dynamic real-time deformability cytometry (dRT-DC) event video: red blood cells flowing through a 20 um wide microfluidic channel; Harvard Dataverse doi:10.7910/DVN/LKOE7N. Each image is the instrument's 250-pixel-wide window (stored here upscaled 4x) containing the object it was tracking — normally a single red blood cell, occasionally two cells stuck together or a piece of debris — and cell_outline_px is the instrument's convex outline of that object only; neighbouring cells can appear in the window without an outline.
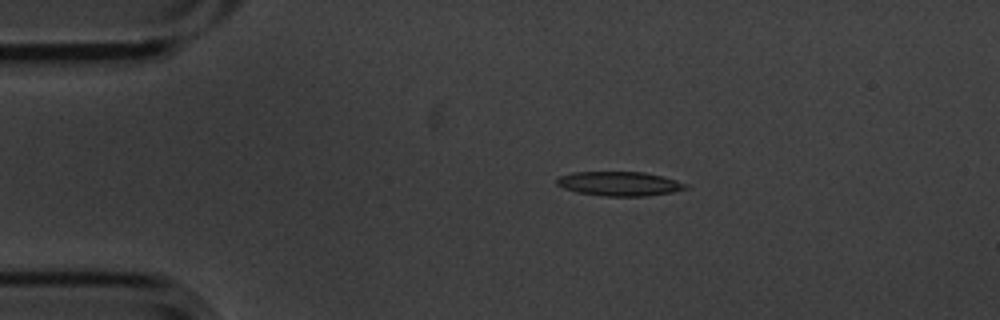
{"species": "common noctule bat (a hibernating species)", "species_latin": "Nyctalus noctula", "temperature_condition": "cold", "stored_images_in_passage": 6, "camera_frame_rate_fps": 3000, "um_per_image_px": 0.085, "animal": {"sex": "male", "body_mass_g": 20.1, "forearm_length_mm": 53.5}, "frame": {"image": 1, "passage_image": 2, "time_ms": 0.333, "image_size_px": [1000, 320], "cell_outline_px": [[692, 188], [672, 192], [648, 196], [604, 196], [576, 192], [564, 188], [556, 184], [556, 176], [572, 172], [644, 172], [664, 176], [688, 184]], "centroid_in_image_um": [52.67, 15.61], "position_along_channel_um": 32.3, "area_um2": 18.55}}
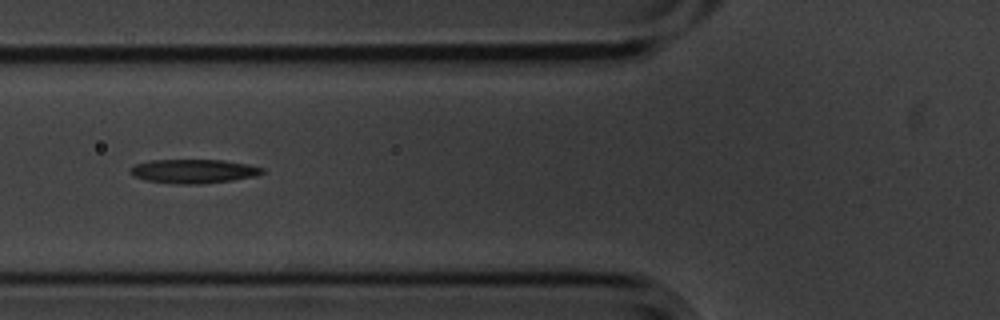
{"frame": {"image": 2, "passage_image": 4, "time_ms": 1.0, "image_size_px": [1000, 320], "cell_outline_px": [[264, 172], [256, 176], [232, 180], [200, 184], [176, 184], [144, 180], [132, 176], [128, 172], [128, 168], [136, 164], [148, 160], [224, 160], [248, 164], [264, 168]], "centroid_in_image_um": [16.4, 14.55], "position_along_channel_um": 109.4, "area_um2": 18.67}}
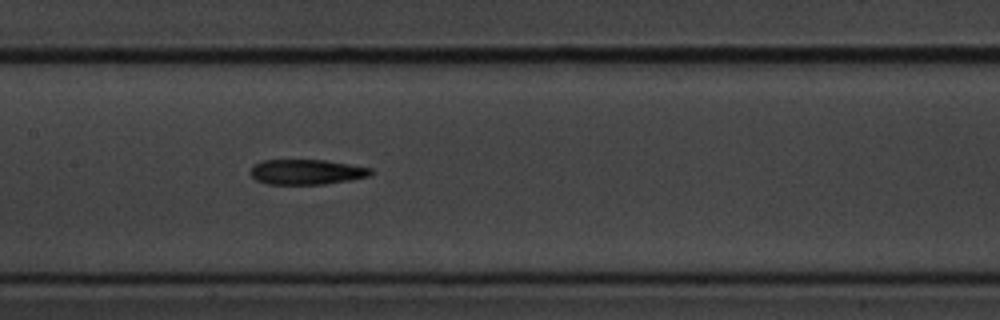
{"frame": {"image": 3, "passage_image": 6, "time_ms": 1.667, "image_size_px": [1000, 320], "cell_outline_px": [[372, 172], [368, 176], [352, 180], [324, 184], [268, 184], [256, 180], [248, 172], [260, 160], [324, 160], [372, 168]], "centroid_in_image_um": [26.04, 14.62], "position_along_channel_um": 181.4, "area_um2": 17.57}}